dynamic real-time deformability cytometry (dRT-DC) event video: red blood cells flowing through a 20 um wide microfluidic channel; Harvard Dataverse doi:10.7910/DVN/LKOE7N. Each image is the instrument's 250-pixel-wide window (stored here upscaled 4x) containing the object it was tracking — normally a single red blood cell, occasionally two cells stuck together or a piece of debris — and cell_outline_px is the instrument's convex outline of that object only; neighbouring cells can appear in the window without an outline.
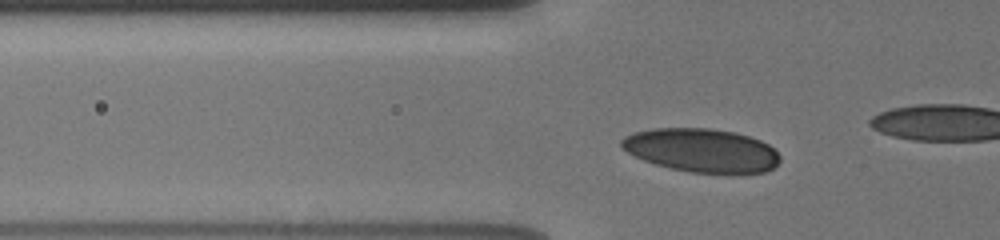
{"species": "human", "species_latin": "Homo sapiens", "temperature_condition": "cold", "stored_images_in_passage": 24, "camera_frame_rate_fps": 3000, "um_per_image_px": 0.085, "donor": {"sex": "male"}, "frame": {"image": 1, "passage_image": 17, "time_ms": 3.667, "image_size_px": [1000, 240], "cell_outline_px": [[780, 160], [772, 168], [764, 172], [736, 176], [732, 176], [688, 172], [668, 168], [644, 160], [628, 152], [620, 144], [620, 140], [624, 136], [636, 132], [652, 128], [708, 128], [732, 132], [748, 136], [760, 140], [768, 144], [780, 156]], "centroid_in_image_um": [59.67, 12.82], "position_along_channel_um": 66.1, "area_um2": 40.86}}